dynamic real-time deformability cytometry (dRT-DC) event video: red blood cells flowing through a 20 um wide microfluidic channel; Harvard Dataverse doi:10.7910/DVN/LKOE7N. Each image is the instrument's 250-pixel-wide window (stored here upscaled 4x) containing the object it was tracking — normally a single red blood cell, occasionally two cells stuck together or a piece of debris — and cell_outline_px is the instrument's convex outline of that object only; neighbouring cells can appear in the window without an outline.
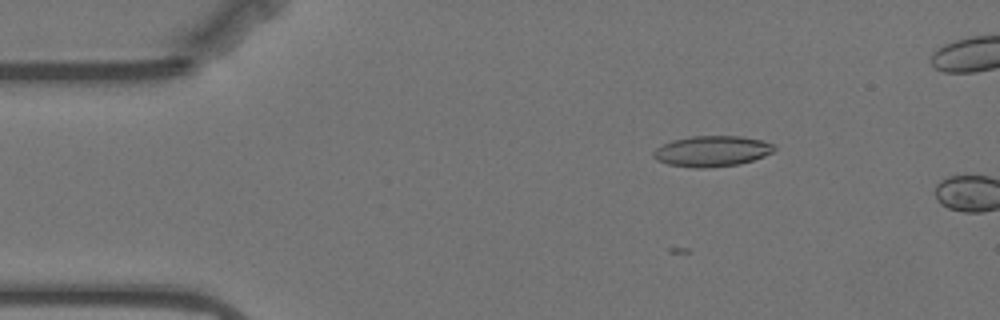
{"species": "Egyptian fruit bat (a non-hibernating species)", "species_latin": "Rousettus aegyptiacus", "temperature_condition": "warm", "stored_images_in_passage": 10, "camera_frame_rate_fps": 3000, "um_per_image_px": 0.085, "animal": {"sex": "female"}, "frame": {"image": 1, "passage_image": 7, "time_ms": 2.0, "image_size_px": [1000, 320], "cell_outline_px": [[776, 148], [772, 152], [764, 156], [740, 164], [704, 168], [696, 168], [668, 164], [656, 160], [652, 156], [652, 152], [656, 148], [672, 140], [692, 136], [740, 136], [764, 140], [772, 144]], "centroid_in_image_um": [60.5, 12.84], "position_along_channel_um": 24.5, "area_um2": 21.62}}